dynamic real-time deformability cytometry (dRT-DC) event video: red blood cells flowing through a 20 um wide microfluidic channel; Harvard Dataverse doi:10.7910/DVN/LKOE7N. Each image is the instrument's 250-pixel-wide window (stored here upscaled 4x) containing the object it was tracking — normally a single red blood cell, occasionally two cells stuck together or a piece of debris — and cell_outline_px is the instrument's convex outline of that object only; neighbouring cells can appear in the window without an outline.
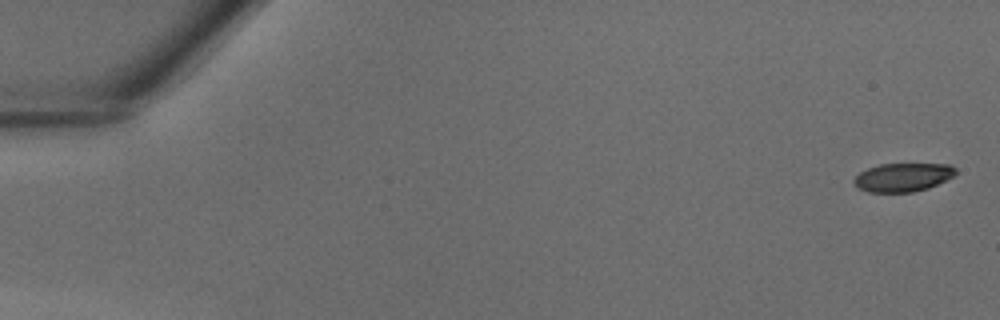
{"species": "common noctule bat (a hibernating species)", "species_latin": "Nyctalus noctula", "temperature_condition": "warm", "stored_images_in_passage": 7, "camera_frame_rate_fps": 3000, "um_per_image_px": 0.085, "animal": {"sex": "male", "body_mass_g": 18.8}, "frame": {"image": 1, "passage_image": 1, "time_ms": 0.0, "image_size_px": [1000, 320], "cell_outline_px": [[956, 172], [952, 176], [928, 188], [912, 192], [868, 192], [860, 188], [852, 180], [860, 172], [868, 168], [880, 164], [948, 164], [956, 168]], "centroid_in_image_um": [76.73, 15.06], "position_along_channel_um": 8.3, "area_um2": 16.65}}